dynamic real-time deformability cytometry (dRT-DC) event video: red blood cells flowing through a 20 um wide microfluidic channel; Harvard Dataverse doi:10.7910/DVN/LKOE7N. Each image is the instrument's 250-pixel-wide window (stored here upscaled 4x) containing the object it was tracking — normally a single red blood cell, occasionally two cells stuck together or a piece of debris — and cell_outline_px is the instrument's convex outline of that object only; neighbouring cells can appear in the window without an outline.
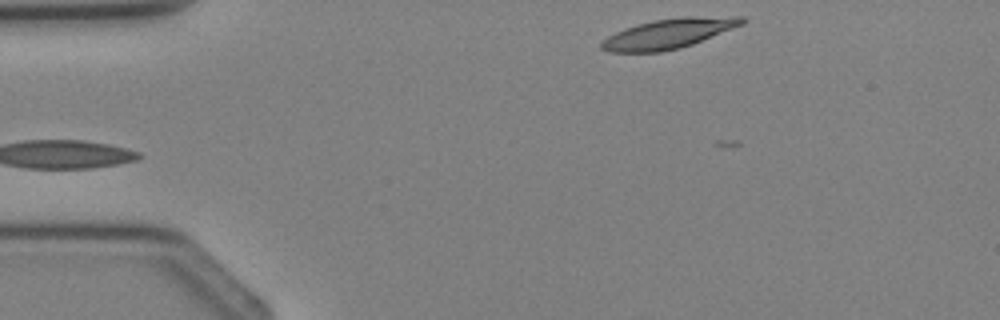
{"species": "Egyptian fruit bat (a non-hibernating species)", "species_latin": "Rousettus aegyptiacus", "temperature_condition": "cold", "stored_images_in_passage": 4, "camera_frame_rate_fps": 3000, "um_per_image_px": 0.085, "animal": {"sex": "female"}, "frame": {"image": 1, "passage_image": 4, "time_ms": 4.333, "image_size_px": [1000, 320], "cell_outline_px": [[748, 20], [744, 24], [692, 44], [680, 48], [660, 52], [608, 52], [600, 48], [600, 44], [608, 36], [624, 28], [636, 24], [652, 20], [680, 16], [744, 16]], "centroid_in_image_um": [56.86, 2.83], "position_along_channel_um": 28.1, "area_um2": 24.68}}